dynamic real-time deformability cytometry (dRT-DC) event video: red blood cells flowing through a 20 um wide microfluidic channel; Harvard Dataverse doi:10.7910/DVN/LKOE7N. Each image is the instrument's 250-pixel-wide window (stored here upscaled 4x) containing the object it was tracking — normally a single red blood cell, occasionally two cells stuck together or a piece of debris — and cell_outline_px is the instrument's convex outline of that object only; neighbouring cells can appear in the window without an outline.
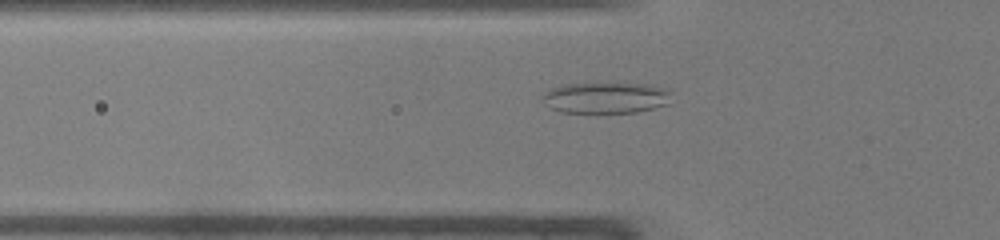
{"species": "common noctule bat (a hibernating species)", "species_latin": "Nyctalus noctula", "temperature_condition": "warm", "stored_images_in_passage": 32, "camera_frame_rate_fps": 3000, "um_per_image_px": 0.085, "animal": {"sex": "male", "body_mass_g": 19.0, "forearm_length_mm": 50.8}, "frame": {"image": 1, "passage_image": 5, "time_ms": 1.333, "image_size_px": [1000, 240], "cell_outline_px": [[668, 104], [636, 112], [560, 112], [548, 108], [540, 100], [544, 92], [552, 88], [564, 84], [652, 84], [664, 88], [668, 92]], "centroid_in_image_um": [51.4, 8.31], "position_along_channel_um": 74.4, "area_um2": 23.12}}
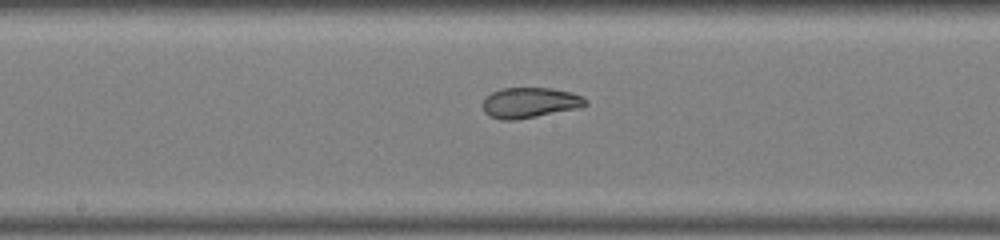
{"frame": {"image": 2, "passage_image": 14, "time_ms": 4.333, "image_size_px": [1000, 240], "cell_outline_px": [[588, 104], [576, 108], [516, 120], [504, 120], [488, 116], [484, 112], [484, 96], [500, 88], [552, 88], [572, 92], [588, 100]], "centroid_in_image_um": [45.01, 8.72], "position_along_channel_um": 203.2, "area_um2": 18.15}}
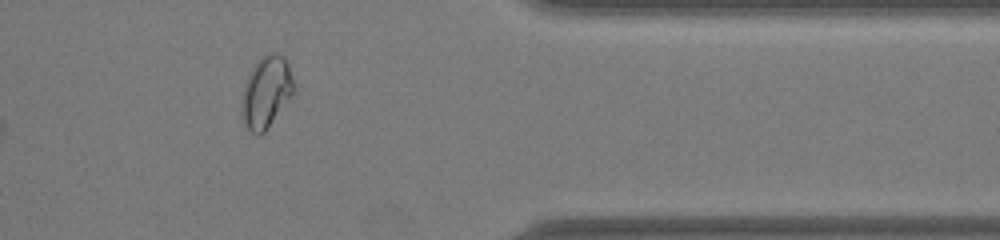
{"frame": {"image": 3, "passage_image": 28, "time_ms": 9.0, "image_size_px": [1000, 240], "cell_outline_px": [[292, 96], [268, 128], [260, 136], [256, 136], [248, 128], [244, 120], [244, 92], [248, 76], [252, 68], [260, 56], [268, 52], [280, 52], [288, 60], [292, 80]], "centroid_in_image_um": [22.68, 7.77], "position_along_channel_um": 388.7, "area_um2": 21.21}, "authors_computed_cell_mechanics": {"area_um2": 19.1896, "velocity_mm_per_s": 4.2903, "shape_relaxation_time_tau1_ms": null, "shape_relaxation_time_tau2_ms": 0.7519, "deformation_change_tau1": null, "deformation_change_tau2": 0.06}}